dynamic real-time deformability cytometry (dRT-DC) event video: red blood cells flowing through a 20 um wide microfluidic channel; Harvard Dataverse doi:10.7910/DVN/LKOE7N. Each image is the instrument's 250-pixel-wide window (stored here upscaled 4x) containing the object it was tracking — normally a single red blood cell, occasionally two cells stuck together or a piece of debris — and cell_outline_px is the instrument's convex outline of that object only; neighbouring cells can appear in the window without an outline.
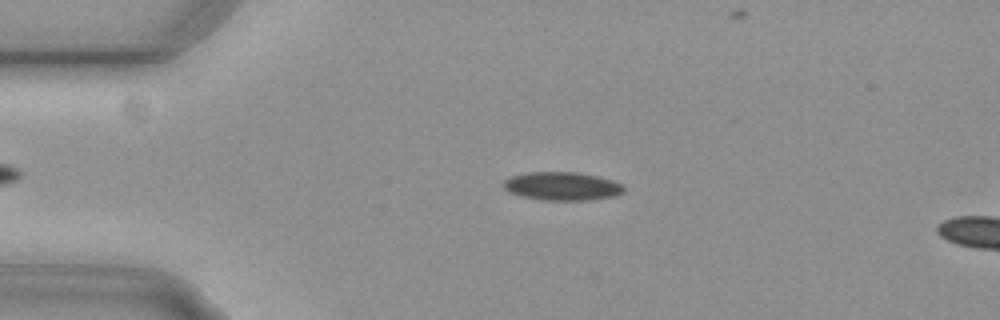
{"species": "common noctule bat (a hibernating species)", "species_latin": "Nyctalus noctula", "temperature_condition": "cold", "stored_images_in_passage": 9, "camera_frame_rate_fps": 3000, "um_per_image_px": 0.085, "animal": {"sex": "female", "body_mass_g": 29.2, "forearm_length_mm": 56.3}, "frame": {"image": 1, "passage_image": 6, "time_ms": 1.667, "image_size_px": [1000, 320], "cell_outline_px": [[624, 192], [612, 196], [584, 200], [540, 200], [508, 192], [504, 188], [504, 180], [512, 176], [528, 172], [576, 172], [596, 176], [612, 180], [624, 184]], "centroid_in_image_um": [47.78, 15.82], "position_along_channel_um": 37.2, "area_um2": 19.71}}